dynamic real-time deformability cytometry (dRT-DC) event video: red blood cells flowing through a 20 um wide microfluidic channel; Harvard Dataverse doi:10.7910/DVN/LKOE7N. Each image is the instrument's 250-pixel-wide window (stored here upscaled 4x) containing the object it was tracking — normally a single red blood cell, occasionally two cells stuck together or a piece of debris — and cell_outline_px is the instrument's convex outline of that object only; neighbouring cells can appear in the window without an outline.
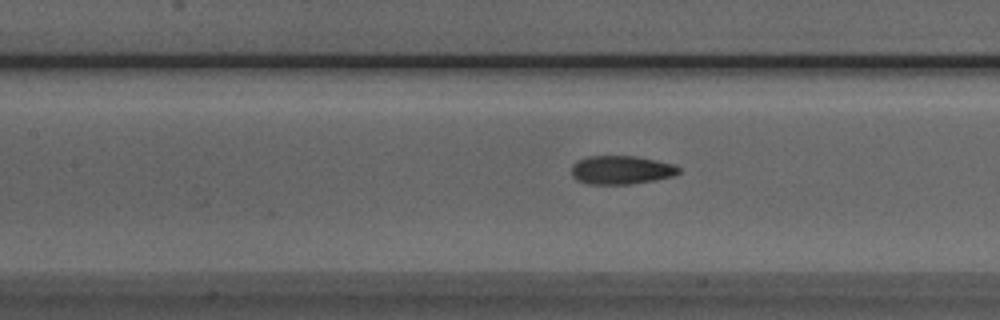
{"species": "Egyptian fruit bat (a non-hibernating species)", "species_latin": "Rousettus aegyptiacus", "temperature_condition": "room temperature", "stored_images_in_passage": 23, "camera_frame_rate_fps": 3000, "um_per_image_px": 0.085, "animal": {"sex": "male"}, "frame": {"image": 1, "passage_image": 11, "time_ms": 3.333, "image_size_px": [1000, 320], "cell_outline_px": [[680, 172], [672, 176], [656, 180], [632, 184], [588, 184], [576, 180], [572, 176], [572, 164], [576, 160], [588, 156], [636, 156], [656, 160], [672, 164], [680, 168]], "centroid_in_image_um": [52.77, 14.45], "position_along_channel_um": 154.6, "area_um2": 17.98}}
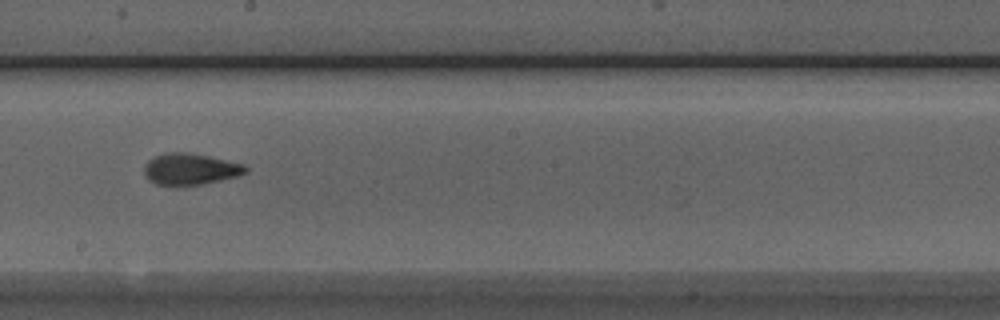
{"frame": {"image": 2, "passage_image": 17, "time_ms": 5.333, "image_size_px": [1000, 320], "cell_outline_px": [[248, 172], [236, 176], [220, 180], [200, 184], [156, 184], [148, 180], [144, 176], [144, 164], [148, 160], [156, 156], [168, 152], [184, 152], [208, 156], [244, 164], [248, 168]], "centroid_in_image_um": [16.16, 14.36], "position_along_channel_um": 232.0, "area_um2": 18.26}}
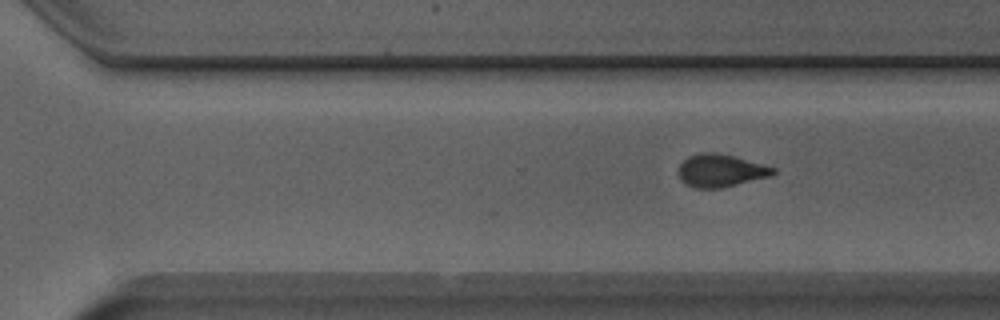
{"frame": {"image": 3, "passage_image": 23, "time_ms": 7.333, "image_size_px": [1000, 320], "cell_outline_px": [[776, 172], [772, 176], [720, 188], [692, 188], [680, 180], [680, 164], [688, 156], [704, 152], [716, 152], [736, 156], [764, 164], [776, 168]], "centroid_in_image_um": [61.29, 14.49], "position_along_channel_um": 309.3, "area_um2": 18.15}}